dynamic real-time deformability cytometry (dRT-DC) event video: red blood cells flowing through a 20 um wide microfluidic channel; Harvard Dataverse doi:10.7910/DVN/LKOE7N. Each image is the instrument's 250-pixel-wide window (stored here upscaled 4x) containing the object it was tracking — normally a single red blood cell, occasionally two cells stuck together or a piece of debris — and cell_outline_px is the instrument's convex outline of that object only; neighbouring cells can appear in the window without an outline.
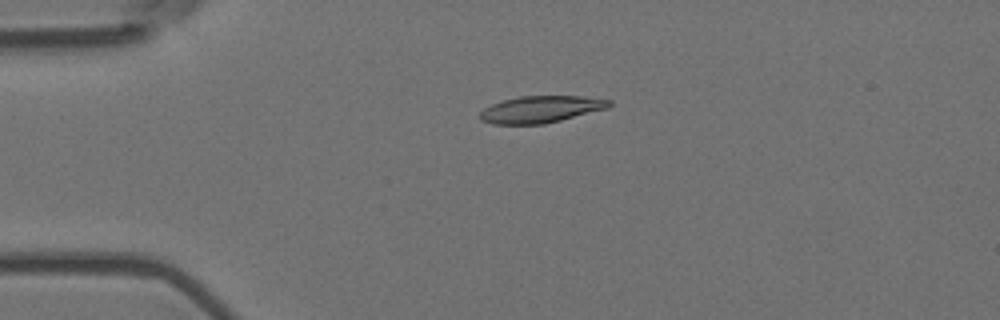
{"species": "Egyptian fruit bat (a non-hibernating species)", "species_latin": "Rousettus aegyptiacus", "temperature_condition": "room temperature", "stored_images_in_passage": 2, "camera_frame_rate_fps": 3000, "um_per_image_px": 0.085, "animal": {"sex": "female"}, "frame": {"image": 1, "passage_image": 1, "time_ms": 0.0, "image_size_px": [1000, 320], "cell_outline_px": [[612, 104], [608, 108], [544, 124], [492, 124], [480, 120], [480, 112], [484, 108], [492, 104], [504, 100], [520, 96], [580, 96], [612, 100]], "centroid_in_image_um": [45.97, 9.29], "position_along_channel_um": 39.0, "area_um2": 20.11}}